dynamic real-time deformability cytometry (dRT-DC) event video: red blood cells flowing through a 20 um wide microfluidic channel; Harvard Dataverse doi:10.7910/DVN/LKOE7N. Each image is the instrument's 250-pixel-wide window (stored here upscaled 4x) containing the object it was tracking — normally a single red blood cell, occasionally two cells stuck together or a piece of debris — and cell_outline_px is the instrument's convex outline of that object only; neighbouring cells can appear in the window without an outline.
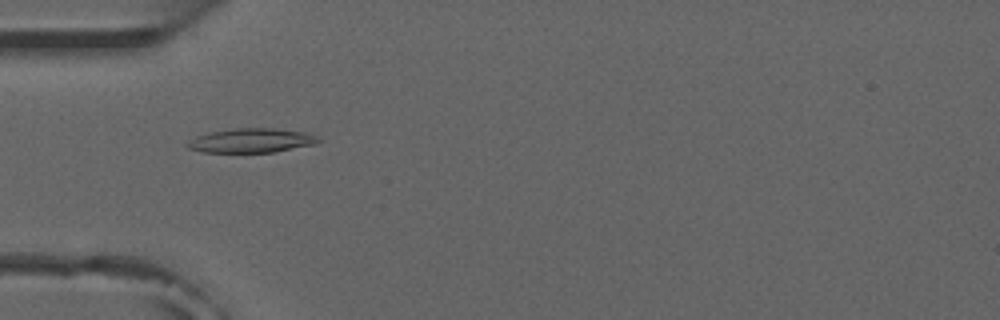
{"species": "common noctule bat (a hibernating species)", "species_latin": "Nyctalus noctula", "temperature_condition": "room temperature", "stored_images_in_passage": 7, "camera_frame_rate_fps": 3000, "um_per_image_px": 0.085, "animal": {"sex": "male", "forearm_length_mm": 52.5}, "frame": {"image": 1, "passage_image": 5, "time_ms": 4.667, "image_size_px": [1000, 320], "cell_outline_px": [[320, 140], [316, 144], [272, 152], [200, 152], [188, 148], [184, 144], [188, 140], [196, 136], [208, 132], [236, 128], [272, 128], [312, 132]], "centroid_in_image_um": [21.35, 11.93], "position_along_channel_um": 63.6, "area_um2": 18.73}}
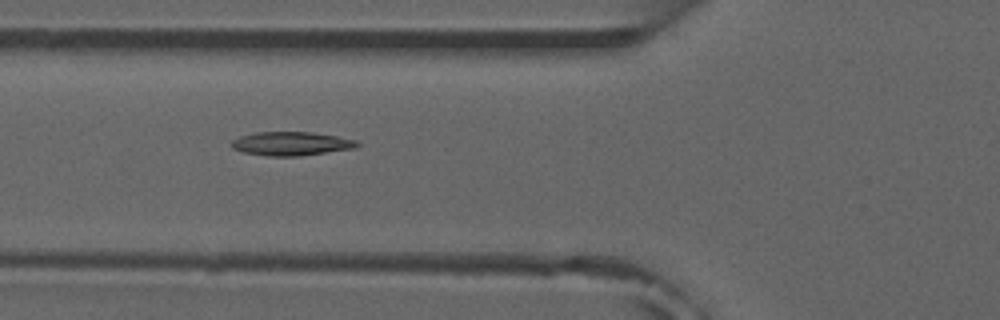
{"frame": {"image": 2, "passage_image": 6, "time_ms": 5.667, "image_size_px": [1000, 320], "cell_outline_px": [[360, 144], [356, 148], [300, 156], [264, 156], [244, 152], [232, 148], [228, 144], [232, 140], [240, 136], [256, 132], [312, 132], [336, 136], [356, 140]], "centroid_in_image_um": [24.73, 12.21], "position_along_channel_um": 101.1, "area_um2": 17.51}}
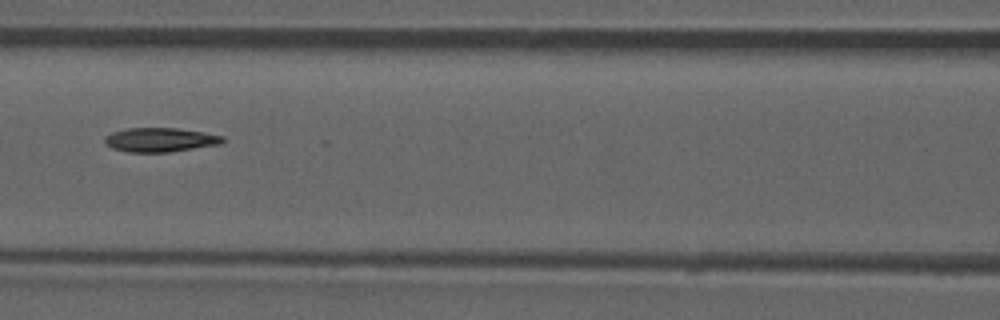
{"frame": {"image": 3, "passage_image": 7, "time_ms": 7.0, "image_size_px": [1000, 320], "cell_outline_px": [[224, 140], [220, 144], [172, 152], [128, 152], [112, 148], [104, 140], [104, 136], [112, 132], [128, 128], [176, 128], [204, 132], [224, 136]], "centroid_in_image_um": [13.62, 11.88], "position_along_channel_um": 153.0, "area_um2": 16.59}}